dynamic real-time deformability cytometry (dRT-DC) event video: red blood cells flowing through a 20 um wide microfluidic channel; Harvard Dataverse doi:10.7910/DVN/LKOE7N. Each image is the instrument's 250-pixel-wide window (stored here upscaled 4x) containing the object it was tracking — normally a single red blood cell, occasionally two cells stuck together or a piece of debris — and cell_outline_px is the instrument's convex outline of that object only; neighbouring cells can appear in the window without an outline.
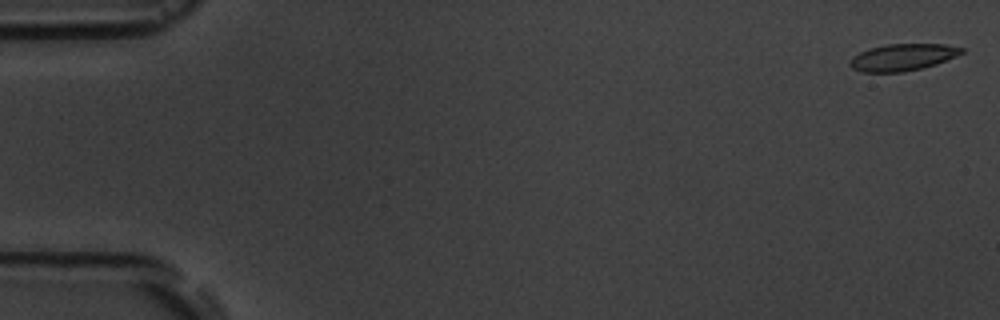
{"species": "common noctule bat (a hibernating species)", "species_latin": "Nyctalus noctula", "temperature_condition": "room temperature", "stored_images_in_passage": 5, "camera_frame_rate_fps": 3000, "um_per_image_px": 0.085, "animal": {"sex": "male", "body_mass_g": 19.5, "forearm_length_mm": 54.6}, "frame": {"image": 1, "passage_image": 1, "time_ms": 0.0, "image_size_px": [1000, 320], "cell_outline_px": [[964, 52], [956, 56], [936, 64], [904, 72], [860, 72], [852, 68], [848, 64], [852, 56], [868, 48], [888, 44], [944, 44], [964, 48]], "centroid_in_image_um": [76.69, 4.86], "position_along_channel_um": 8.3, "area_um2": 17.51}}
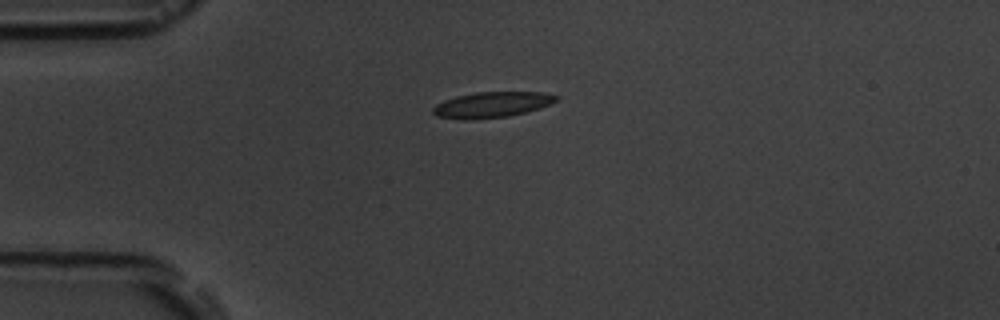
{"frame": {"image": 2, "passage_image": 4, "time_ms": 4.333, "image_size_px": [1000, 320], "cell_outline_px": [[560, 100], [540, 108], [508, 116], [468, 120], [460, 120], [436, 116], [432, 112], [432, 108], [436, 104], [444, 100], [456, 96], [476, 92], [544, 92], [560, 96]], "centroid_in_image_um": [41.81, 8.9], "position_along_channel_um": 43.2, "area_um2": 18.61}}